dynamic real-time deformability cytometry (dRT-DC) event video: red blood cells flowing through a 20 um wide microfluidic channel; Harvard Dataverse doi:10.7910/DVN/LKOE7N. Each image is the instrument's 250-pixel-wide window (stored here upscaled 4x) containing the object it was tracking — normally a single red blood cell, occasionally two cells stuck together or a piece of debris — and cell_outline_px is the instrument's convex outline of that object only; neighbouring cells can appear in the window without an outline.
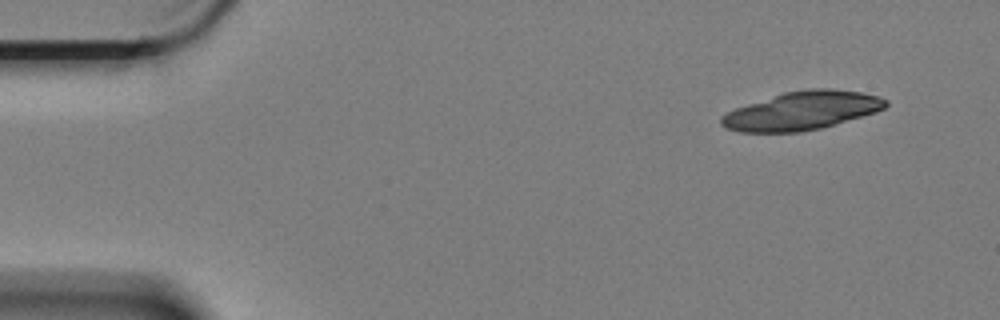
{"species": "Egyptian fruit bat (a non-hibernating species)", "species_latin": "Rousettus aegyptiacus", "temperature_condition": "cold", "stored_images_in_passage": 4, "camera_frame_rate_fps": 3000, "um_per_image_px": 0.085, "animal": {"sex": "female"}, "frame": {"image": 1, "passage_image": 1, "time_ms": 0.0, "image_size_px": [1000, 320], "cell_outline_px": [[888, 104], [884, 108], [876, 112], [820, 128], [800, 132], [740, 132], [728, 128], [720, 124], [720, 116], [736, 108], [784, 92], [812, 88], [832, 88], [860, 92], [876, 96], [888, 100]], "centroid_in_image_um": [68.17, 9.41], "position_along_channel_um": 16.8, "area_um2": 36.41}}